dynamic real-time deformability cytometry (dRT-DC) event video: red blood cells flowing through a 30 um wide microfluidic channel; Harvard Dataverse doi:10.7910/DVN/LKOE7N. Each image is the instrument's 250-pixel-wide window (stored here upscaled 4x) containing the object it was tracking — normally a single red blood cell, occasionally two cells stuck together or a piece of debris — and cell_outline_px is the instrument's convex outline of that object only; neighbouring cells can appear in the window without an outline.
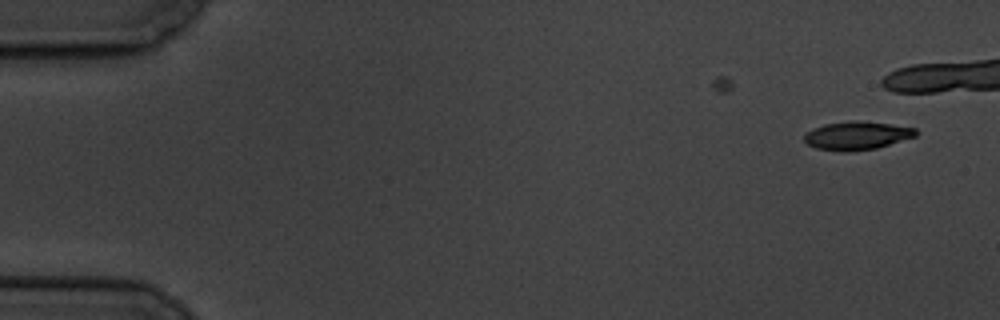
{"species": "common noctule bat (a hibernating species)", "species_latin": "Nyctalus noctula", "temperature_condition": "cold", "stored_images_in_passage": 13, "camera_frame_rate_fps": 3000, "um_per_image_px": 0.085, "animal": {"sex": "male", "body_mass_g": 19.5, "forearm_length_mm": 54.6}, "frame": {"image": 1, "passage_image": 1, "time_ms": 0.0, "image_size_px": [1000, 320], "cell_outline_px": [[920, 132], [916, 136], [876, 148], [848, 152], [840, 152], [816, 148], [808, 144], [804, 140], [804, 136], [812, 128], [824, 124], [852, 120], [860, 120], [916, 128]], "centroid_in_image_um": [72.83, 11.52], "position_along_channel_um": 12.2, "area_um2": 18.5}}
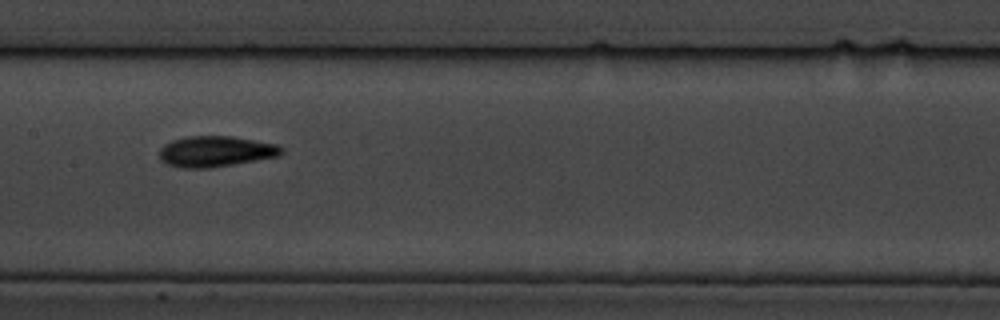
{"frame": {"image": 2, "passage_image": 10, "time_ms": 11.333, "image_size_px": [1000, 320], "cell_outline_px": [[284, 152], [280, 156], [208, 168], [184, 168], [168, 164], [160, 160], [160, 148], [164, 144], [172, 140], [188, 136], [232, 136], [280, 144], [284, 148]], "centroid_in_image_um": [18.38, 12.86], "position_along_channel_um": 189.0, "area_um2": 22.02}}
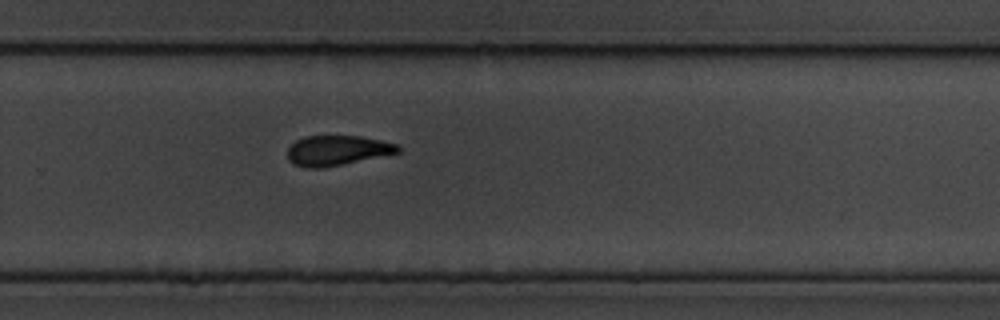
{"frame": {"image": 3, "passage_image": 13, "time_ms": 14.667, "image_size_px": [1000, 320], "cell_outline_px": [[400, 152], [320, 168], [308, 168], [292, 164], [288, 160], [288, 148], [296, 140], [304, 136], [360, 136], [400, 144]], "centroid_in_image_um": [28.64, 12.78], "position_along_channel_um": 301.2, "area_um2": 19.13}}